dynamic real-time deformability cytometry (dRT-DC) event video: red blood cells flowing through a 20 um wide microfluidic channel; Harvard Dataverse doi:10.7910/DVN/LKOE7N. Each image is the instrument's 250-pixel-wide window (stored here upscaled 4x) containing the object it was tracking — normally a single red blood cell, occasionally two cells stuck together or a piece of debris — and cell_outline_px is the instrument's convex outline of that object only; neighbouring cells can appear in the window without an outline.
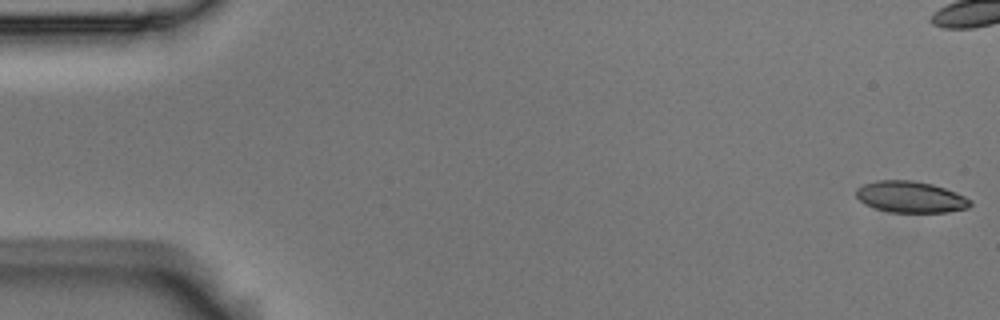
{"species": "Egyptian fruit bat (a non-hibernating species)", "species_latin": "Rousettus aegyptiacus", "temperature_condition": "room temperature", "stored_images_in_passage": 10, "camera_frame_rate_fps": 3000, "um_per_image_px": 0.085, "animal": {"sex": "male"}, "frame": {"image": 1, "passage_image": 1, "time_ms": 0.0, "image_size_px": [1000, 320], "cell_outline_px": [[972, 204], [968, 208], [948, 212], [888, 212], [864, 204], [856, 196], [856, 188], [864, 184], [876, 180], [912, 180], [932, 184], [956, 192], [972, 200]], "centroid_in_image_um": [77.4, 16.74], "position_along_channel_um": 7.6, "area_um2": 20.92}}